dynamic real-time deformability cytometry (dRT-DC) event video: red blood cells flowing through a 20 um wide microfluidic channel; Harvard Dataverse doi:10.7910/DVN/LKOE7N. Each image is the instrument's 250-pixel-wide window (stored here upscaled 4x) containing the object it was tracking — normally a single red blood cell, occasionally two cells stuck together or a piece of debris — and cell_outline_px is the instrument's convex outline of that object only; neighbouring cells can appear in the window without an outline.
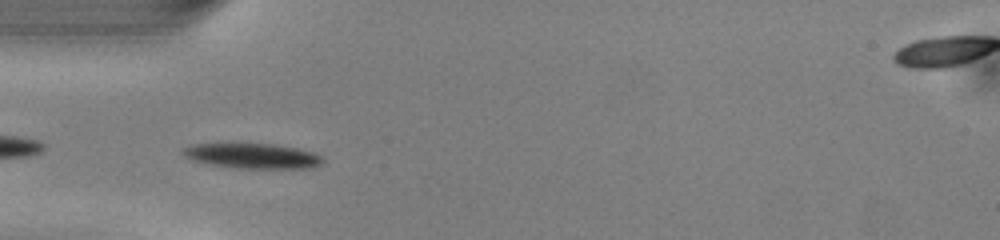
{"species": "common noctule bat (a hibernating species)", "species_latin": "Nyctalus noctula", "temperature_condition": "warm", "stored_images_in_passage": 37, "camera_frame_rate_fps": 3000, "um_per_image_px": 0.085, "animal": {"sex": "male", "body_mass_g": 13.0, "forearm_length_mm": 53.1}, "frame": {"image": 1, "passage_image": 2, "time_ms": 0.333, "image_size_px": [1000, 240], "cell_outline_px": [[324, 160], [320, 164], [312, 168], [232, 168], [204, 164], [192, 160], [184, 156], [180, 152], [180, 148], [192, 144], [276, 144], [296, 148], [312, 152], [320, 156]], "centroid_in_image_um": [21.37, 13.26], "position_along_channel_um": 63.6, "area_um2": 20.63}}
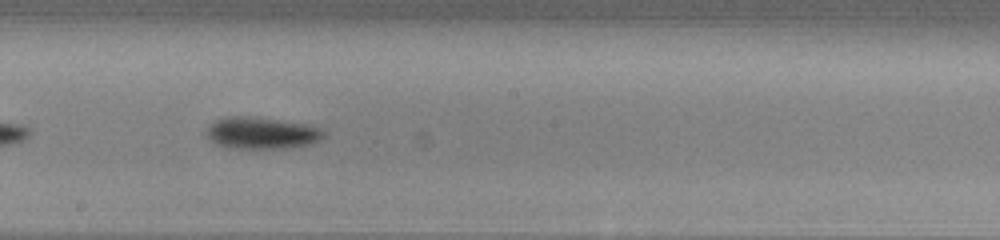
{"frame": {"image": 2, "passage_image": 14, "time_ms": 4.333, "image_size_px": [1000, 240], "cell_outline_px": [[324, 136], [320, 140], [312, 144], [292, 148], [228, 148], [216, 144], [204, 132], [216, 120], [228, 116], [248, 116], [304, 124], [320, 128], [324, 132]], "centroid_in_image_um": [22.24, 11.32], "position_along_channel_um": 226.0, "area_um2": 21.56}}
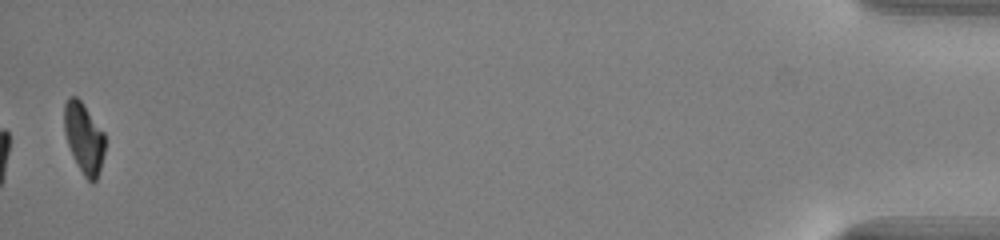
{"frame": {"image": 3, "passage_image": 36, "time_ms": 11.667, "image_size_px": [1000, 240], "cell_outline_px": [[104, 152], [100, 168], [96, 180], [92, 184], [84, 176], [68, 144], [64, 132], [64, 104], [68, 96], [76, 96], [80, 100], [104, 132]], "centroid_in_image_um": [7.12, 11.7], "position_along_channel_um": 428.1, "area_um2": 16.42}, "authors_computed_cell_mechanics": {"area_um2": 20.0566, "velocity_mm_per_s": 4.091, "shape_relaxation_time_tau1_ms": 1.5445, "shape_relaxation_time_tau2_ms": null, "deformation_change_tau1": 0.1225, "deformation_change_tau2": null}}